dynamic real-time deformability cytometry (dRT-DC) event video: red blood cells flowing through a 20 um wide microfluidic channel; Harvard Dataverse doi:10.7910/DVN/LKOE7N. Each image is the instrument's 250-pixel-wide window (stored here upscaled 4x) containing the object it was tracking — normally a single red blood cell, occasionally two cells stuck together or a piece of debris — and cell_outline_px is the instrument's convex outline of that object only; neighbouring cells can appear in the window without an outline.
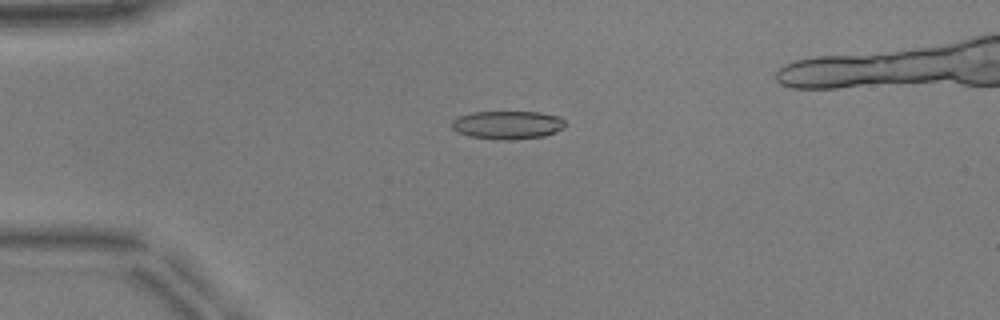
{"species": "common noctule bat (a hibernating species)", "species_latin": "Nyctalus noctula", "temperature_condition": "warm", "stored_images_in_passage": 49, "camera_frame_rate_fps": 3000, "um_per_image_px": 0.085, "animal": {"sex": "male", "body_mass_g": 17.9, "forearm_length_mm": 54.2}, "frame": {"image": 1, "passage_image": 13, "time_ms": 4.0, "image_size_px": [1000, 320], "cell_outline_px": [[564, 128], [556, 132], [544, 136], [508, 140], [504, 140], [468, 136], [456, 132], [452, 128], [452, 120], [460, 116], [472, 112], [540, 112], [560, 116], [564, 120]], "centroid_in_image_um": [43.15, 10.62], "position_along_channel_um": 41.9, "area_um2": 18.73}}
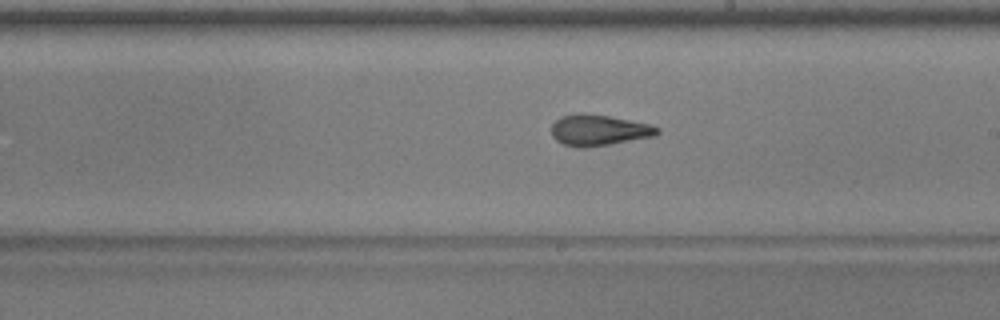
{"frame": {"image": 2, "passage_image": 30, "time_ms": 9.667, "image_size_px": [1000, 320], "cell_outline_px": [[660, 132], [656, 136], [584, 148], [576, 148], [564, 144], [556, 140], [552, 136], [552, 124], [560, 116], [576, 112], [584, 112], [608, 116], [648, 124], [660, 128]], "centroid_in_image_um": [50.86, 11.05], "position_along_channel_um": 238.1, "area_um2": 19.19}}
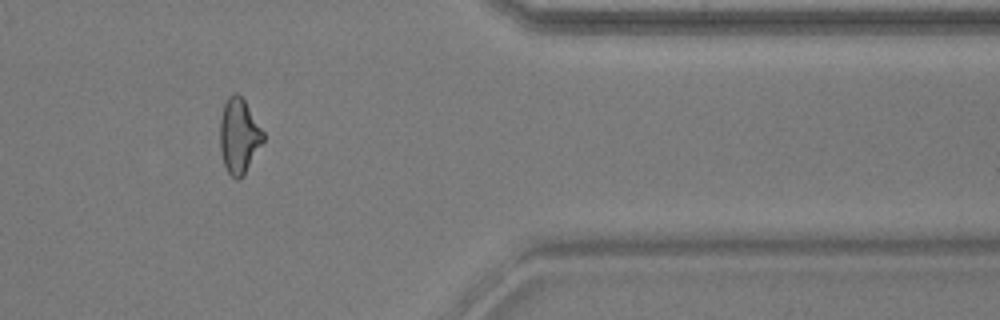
{"frame": {"image": 3, "passage_image": 43, "time_ms": 14.0, "image_size_px": [1000, 320], "cell_outline_px": [[264, 140], [244, 176], [236, 180], [228, 172], [224, 164], [220, 152], [220, 116], [224, 104], [228, 96], [232, 92], [236, 92], [244, 100], [264, 132]], "centroid_in_image_um": [20.3, 11.55], "position_along_channel_um": 391.1, "area_um2": 18.96}}